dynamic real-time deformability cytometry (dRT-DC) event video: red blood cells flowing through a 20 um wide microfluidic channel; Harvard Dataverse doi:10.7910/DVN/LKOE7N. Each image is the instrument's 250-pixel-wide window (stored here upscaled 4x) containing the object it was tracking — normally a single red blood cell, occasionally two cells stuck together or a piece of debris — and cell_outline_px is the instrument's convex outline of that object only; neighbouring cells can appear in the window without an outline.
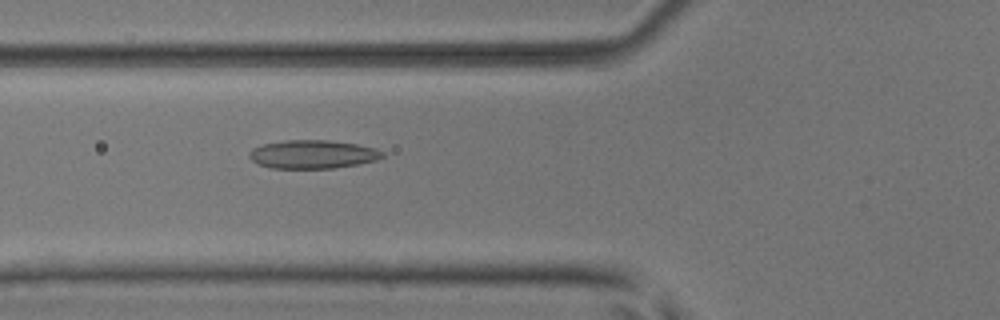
{"species": "common noctule bat (a hibernating species)", "species_latin": "Nyctalus noctula", "temperature_condition": "room temperature", "stored_images_in_passage": 50, "camera_frame_rate_fps": 3000, "um_per_image_px": 0.085, "animal": {"sex": "male", "body_mass_g": 17.9, "forearm_length_mm": 54.2}, "frame": {"image": 1, "passage_image": 19, "time_ms": 6.0, "image_size_px": [1000, 320], "cell_outline_px": [[384, 156], [376, 160], [360, 164], [332, 168], [272, 168], [260, 164], [252, 160], [248, 156], [248, 152], [252, 148], [264, 144], [284, 140], [328, 140], [356, 144], [376, 148], [384, 152]], "centroid_in_image_um": [26.59, 13.11], "position_along_channel_um": 99.2, "area_um2": 22.08}}
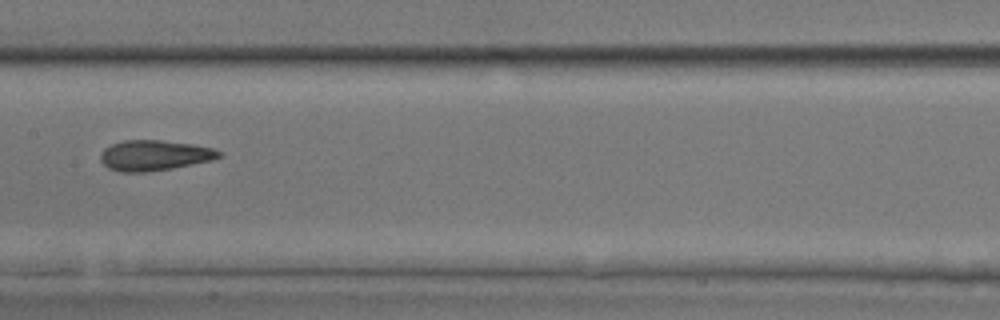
{"frame": {"image": 2, "passage_image": 26, "time_ms": 8.333, "image_size_px": [1000, 320], "cell_outline_px": [[224, 152], [220, 156], [212, 160], [172, 168], [144, 172], [120, 172], [108, 168], [100, 160], [100, 152], [104, 148], [112, 144], [124, 140], [160, 140], [192, 144], [212, 148]], "centroid_in_image_um": [13.1, 13.2], "position_along_channel_um": 194.3, "area_um2": 20.98}}
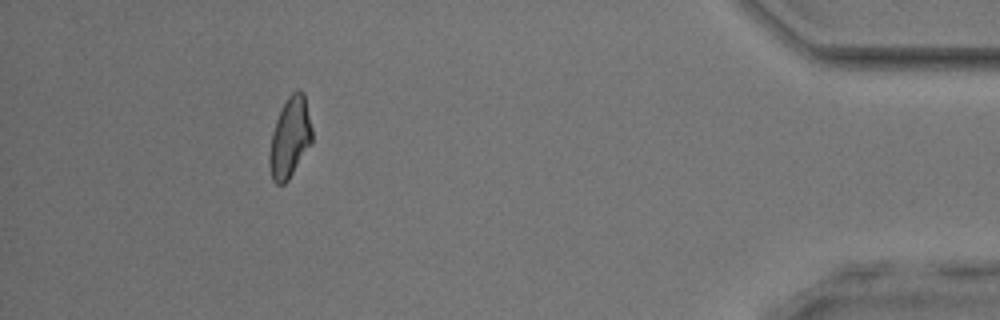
{"frame": {"image": 3, "passage_image": 46, "time_ms": 15.0, "image_size_px": [1000, 320], "cell_outline_px": [[312, 140], [288, 180], [284, 184], [276, 184], [272, 180], [268, 164], [268, 156], [272, 132], [276, 120], [288, 96], [296, 88], [300, 88], [304, 92], [312, 128]], "centroid_in_image_um": [24.62, 11.67], "position_along_channel_um": 410.6, "area_um2": 19.88}, "authors_computed_cell_mechanics": {"area_um2": 20.6635, "velocity_mm_per_s": 4.0773, "shape_relaxation_time_tau1_ms": 5.4515, "shape_relaxation_time_tau2_ms": 1.9248, "deformation_change_tau1": 0.1372, "deformation_change_tau2": 0.0978}}